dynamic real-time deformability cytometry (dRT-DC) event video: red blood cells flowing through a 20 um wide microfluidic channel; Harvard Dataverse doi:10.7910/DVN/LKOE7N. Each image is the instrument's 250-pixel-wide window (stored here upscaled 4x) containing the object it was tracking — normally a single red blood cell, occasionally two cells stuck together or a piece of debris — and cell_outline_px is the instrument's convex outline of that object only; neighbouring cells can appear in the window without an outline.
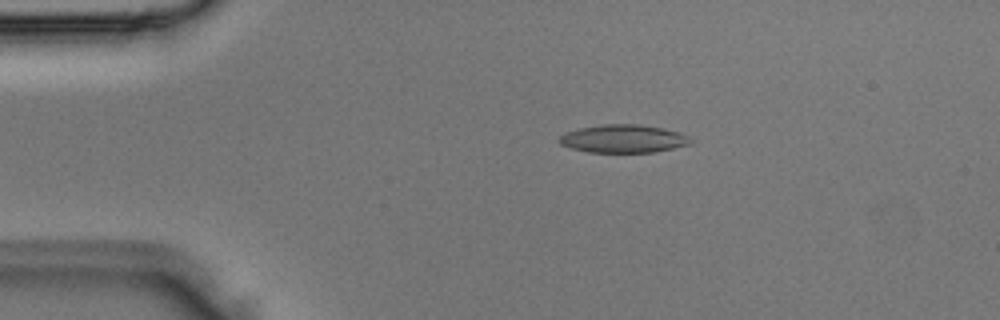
{"species": "Egyptian fruit bat (a non-hibernating species)", "species_latin": "Rousettus aegyptiacus", "temperature_condition": "room temperature", "stored_images_in_passage": 4, "camera_frame_rate_fps": 3000, "um_per_image_px": 0.085, "animal": {"sex": "male"}, "frame": {"image": 1, "passage_image": 3, "time_ms": 0.667, "image_size_px": [1000, 320], "cell_outline_px": [[692, 144], [652, 152], [588, 152], [572, 148], [560, 144], [556, 140], [560, 136], [568, 132], [580, 128], [604, 124], [640, 124], [664, 128], [680, 132], [688, 136], [692, 140]], "centroid_in_image_um": [53.0, 11.78], "position_along_channel_um": 32.0, "area_um2": 21.44}}